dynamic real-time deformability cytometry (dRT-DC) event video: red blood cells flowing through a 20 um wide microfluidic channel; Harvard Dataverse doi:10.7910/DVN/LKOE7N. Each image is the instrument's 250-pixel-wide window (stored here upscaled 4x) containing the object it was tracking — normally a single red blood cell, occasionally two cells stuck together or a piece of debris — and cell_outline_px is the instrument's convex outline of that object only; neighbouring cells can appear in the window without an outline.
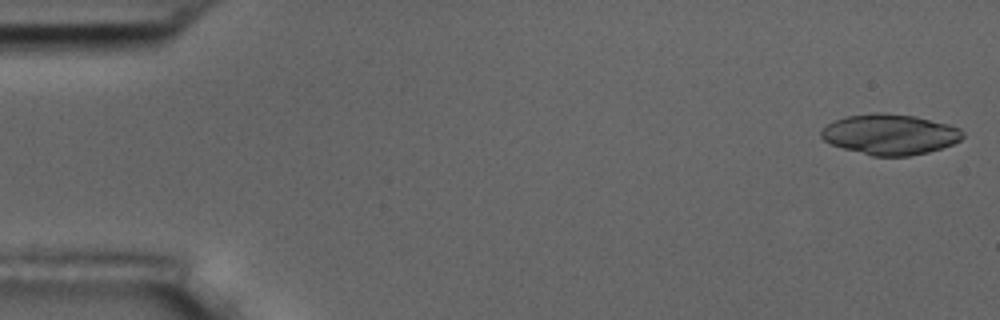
{"species": "common noctule bat (a hibernating species)", "species_latin": "Nyctalus noctula", "temperature_condition": "room temperature", "stored_images_in_passage": 4, "camera_frame_rate_fps": 3000, "um_per_image_px": 0.085, "animal": {"sex": "male", "body_mass_g": 17.5, "forearm_length_mm": 52.3}, "frame": {"image": 1, "passage_image": 1, "time_ms": 0.0, "image_size_px": [1000, 320], "cell_outline_px": [[964, 136], [960, 140], [952, 144], [928, 152], [908, 156], [872, 156], [844, 148], [832, 144], [824, 140], [820, 136], [820, 132], [828, 124], [844, 116], [876, 112], [884, 112], [916, 116], [948, 124], [960, 128], [964, 132]], "centroid_in_image_um": [75.66, 11.41], "position_along_channel_um": 9.3, "area_um2": 33.41}}